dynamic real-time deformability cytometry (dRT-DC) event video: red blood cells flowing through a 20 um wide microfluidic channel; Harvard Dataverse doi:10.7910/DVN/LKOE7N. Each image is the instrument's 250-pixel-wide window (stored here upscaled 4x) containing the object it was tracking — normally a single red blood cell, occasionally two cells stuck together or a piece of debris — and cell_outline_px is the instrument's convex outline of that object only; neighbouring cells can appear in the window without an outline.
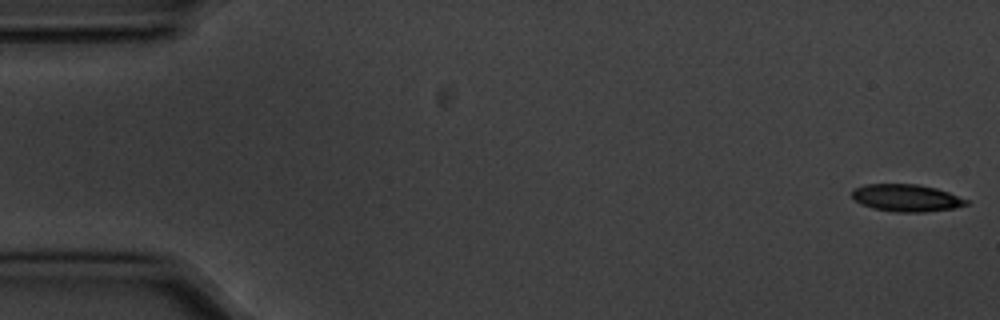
{"species": "common noctule bat (a hibernating species)", "species_latin": "Nyctalus noctula", "temperature_condition": "cold", "stored_images_in_passage": 56, "camera_frame_rate_fps": 3000, "um_per_image_px": 0.085, "animal": {"sex": "male", "body_mass_g": 20.1, "forearm_length_mm": 53.5}, "frame": {"image": 1, "passage_image": 1, "time_ms": 0.0, "image_size_px": [1000, 320], "cell_outline_px": [[968, 204], [952, 208], [924, 212], [896, 212], [872, 208], [856, 200], [852, 196], [852, 192], [856, 188], [864, 184], [916, 184], [936, 188], [948, 192], [968, 200]], "centroid_in_image_um": [77.05, 16.82], "position_along_channel_um": 8.0, "area_um2": 17.86}}
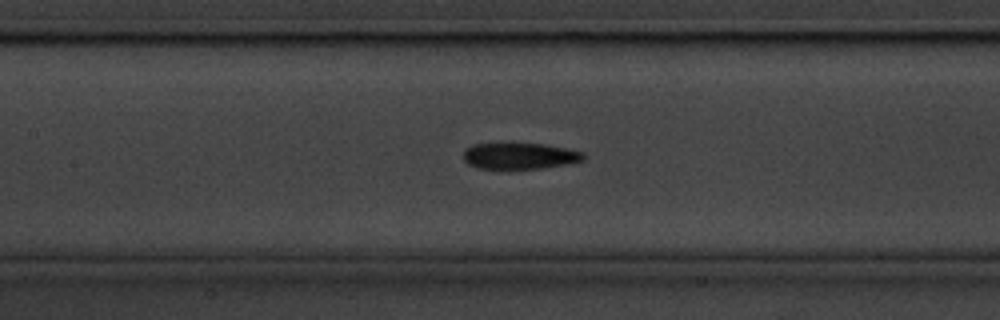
{"frame": {"image": 2, "passage_image": 25, "time_ms": 8.0, "image_size_px": [1000, 320], "cell_outline_px": [[584, 160], [544, 168], [480, 168], [468, 164], [464, 160], [464, 148], [472, 144], [512, 140], [544, 144], [568, 148], [584, 152]], "centroid_in_image_um": [44.13, 13.18], "position_along_channel_um": 163.3, "area_um2": 19.19}}
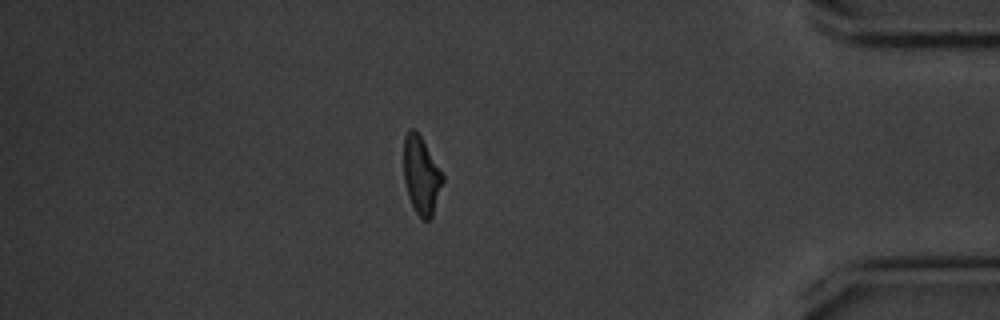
{"frame": {"image": 3, "passage_image": 48, "time_ms": 15.667, "image_size_px": [1000, 320], "cell_outline_px": [[444, 180], [432, 216], [428, 220], [424, 220], [416, 212], [408, 196], [404, 180], [404, 136], [408, 128], [412, 128], [420, 136], [444, 176]], "centroid_in_image_um": [35.8, 14.9], "position_along_channel_um": 399.4, "area_um2": 17.34}, "authors_computed_cell_mechanics": {"area_um2": 18.7561, "velocity_mm_per_s": 3.5695, "shape_relaxation_time_tau1_ms": 2.5721, "shape_relaxation_time_tau2_ms": 4.9878, "deformation_change_tau1": 0.1226, "deformation_change_tau2": 0.1241}}